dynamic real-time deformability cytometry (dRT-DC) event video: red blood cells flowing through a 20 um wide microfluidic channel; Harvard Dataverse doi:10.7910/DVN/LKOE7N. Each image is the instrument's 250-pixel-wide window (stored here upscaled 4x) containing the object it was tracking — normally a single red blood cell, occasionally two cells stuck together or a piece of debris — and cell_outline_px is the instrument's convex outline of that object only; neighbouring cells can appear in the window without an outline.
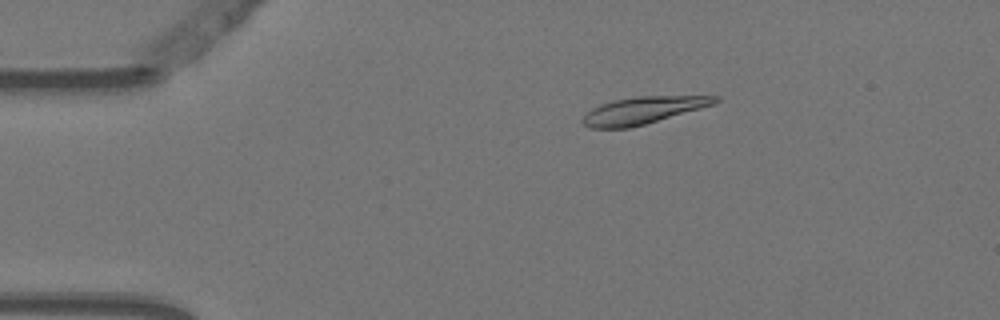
{"species": "Egyptian fruit bat (a non-hibernating species)", "species_latin": "Rousettus aegyptiacus", "temperature_condition": "warm", "stored_images_in_passage": 11, "camera_frame_rate_fps": 3000, "um_per_image_px": 0.085, "animal": {"sex": "female"}, "frame": {"image": 1, "passage_image": 3, "time_ms": 0.667, "image_size_px": [1000, 320], "cell_outline_px": [[720, 100], [716, 104], [644, 124], [628, 128], [592, 128], [584, 124], [580, 120], [592, 108], [600, 104], [612, 100], [636, 96], [720, 96]], "centroid_in_image_um": [54.66, 9.37], "position_along_channel_um": 30.3, "area_um2": 20.81}}
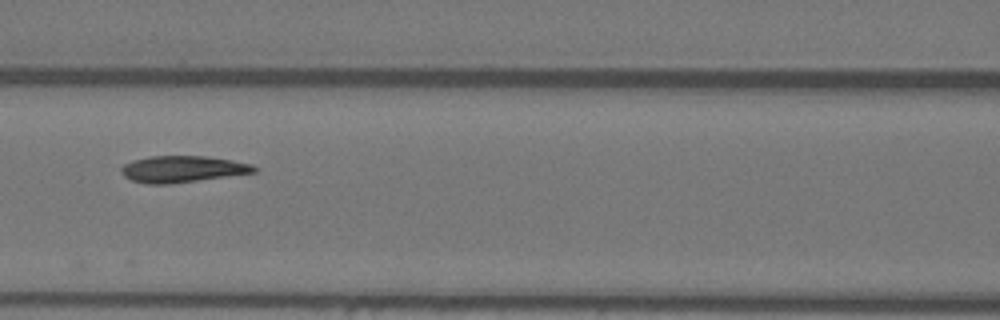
{"frame": {"image": 2, "passage_image": 6, "time_ms": 1.667, "image_size_px": [1000, 320], "cell_outline_px": [[256, 172], [168, 184], [148, 184], [132, 180], [124, 176], [120, 168], [124, 164], [132, 160], [148, 156], [204, 156], [232, 160], [252, 164], [256, 168]], "centroid_in_image_um": [15.47, 14.36], "position_along_channel_um": 151.1, "area_um2": 20.35}}
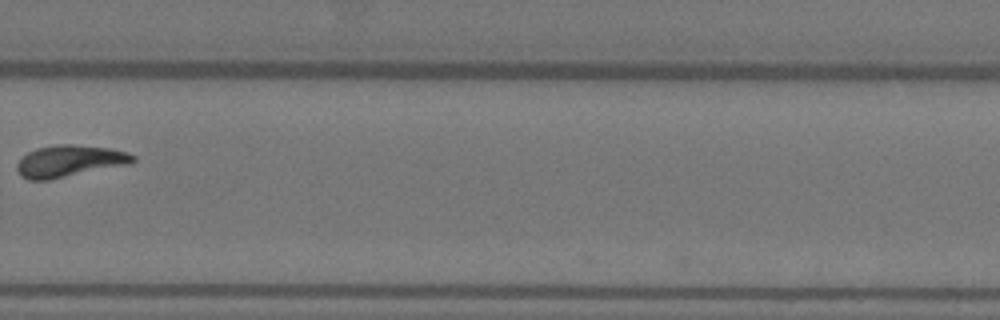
{"frame": {"image": 3, "passage_image": 10, "time_ms": 3.0, "image_size_px": [1000, 320], "cell_outline_px": [[136, 160], [132, 164], [48, 180], [28, 180], [20, 176], [16, 168], [16, 164], [28, 152], [36, 148], [56, 144], [72, 144], [108, 148], [128, 152], [136, 156]], "centroid_in_image_um": [5.93, 13.69], "position_along_channel_um": 323.9, "area_um2": 21.68}}